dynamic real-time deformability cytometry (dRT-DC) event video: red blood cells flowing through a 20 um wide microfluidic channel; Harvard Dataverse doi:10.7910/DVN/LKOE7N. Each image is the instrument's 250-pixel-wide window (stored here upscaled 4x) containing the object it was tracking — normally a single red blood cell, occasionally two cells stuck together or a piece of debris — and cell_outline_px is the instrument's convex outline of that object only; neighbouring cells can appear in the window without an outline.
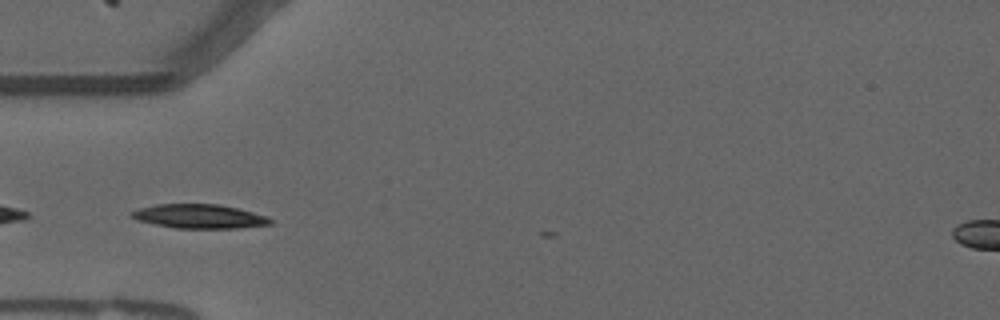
{"species": "common noctule bat (a hibernating species)", "species_latin": "Nyctalus noctula", "temperature_condition": "warm", "stored_images_in_passage": 14, "camera_frame_rate_fps": 3000, "um_per_image_px": 0.085, "animal": {"sex": "male", "forearm_length_mm": 52.5}, "frame": {"image": 1, "passage_image": 12, "time_ms": 3.667, "image_size_px": [1000, 320], "cell_outline_px": [[272, 224], [240, 228], [176, 228], [136, 220], [132, 216], [132, 212], [136, 208], [156, 204], [220, 204], [268, 216], [272, 220]], "centroid_in_image_um": [16.95, 18.38], "position_along_channel_um": 68.0, "area_um2": 19.42}}